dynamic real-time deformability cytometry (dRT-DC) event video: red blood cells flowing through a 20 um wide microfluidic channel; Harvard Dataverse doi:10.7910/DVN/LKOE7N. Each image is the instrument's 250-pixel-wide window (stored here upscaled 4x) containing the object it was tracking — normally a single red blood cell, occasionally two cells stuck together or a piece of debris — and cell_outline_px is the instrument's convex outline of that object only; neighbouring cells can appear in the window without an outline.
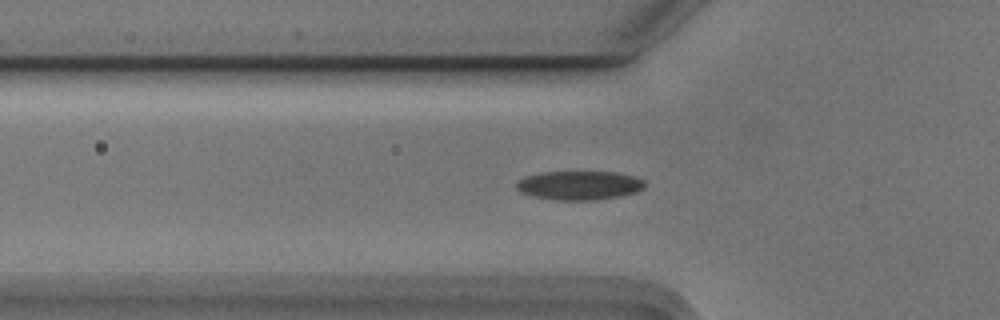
{"species": "Egyptian fruit bat (a non-hibernating species)", "species_latin": "Rousettus aegyptiacus", "temperature_condition": "cold", "stored_images_in_passage": 49, "camera_frame_rate_fps": 3000, "um_per_image_px": 0.085, "animal": {"sex": "male"}, "frame": {"image": 1, "passage_image": 12, "time_ms": 3.667, "image_size_px": [1000, 320], "cell_outline_px": [[644, 188], [636, 192], [620, 196], [596, 200], [556, 200], [532, 196], [520, 192], [516, 188], [516, 184], [524, 176], [540, 172], [616, 172], [636, 176], [644, 180]], "centroid_in_image_um": [49.24, 15.75], "position_along_channel_um": 76.6, "area_um2": 21.79}}
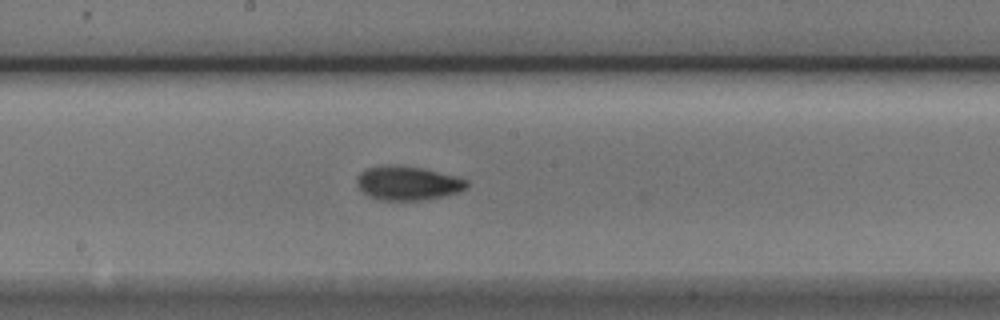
{"frame": {"image": 2, "passage_image": 23, "time_ms": 7.333, "image_size_px": [1000, 320], "cell_outline_px": [[468, 188], [460, 192], [444, 196], [420, 200], [376, 200], [368, 196], [356, 184], [356, 176], [364, 168], [380, 164], [396, 164], [420, 168], [456, 176], [468, 180]], "centroid_in_image_um": [34.62, 15.55], "position_along_channel_um": 213.6, "area_um2": 22.2}}
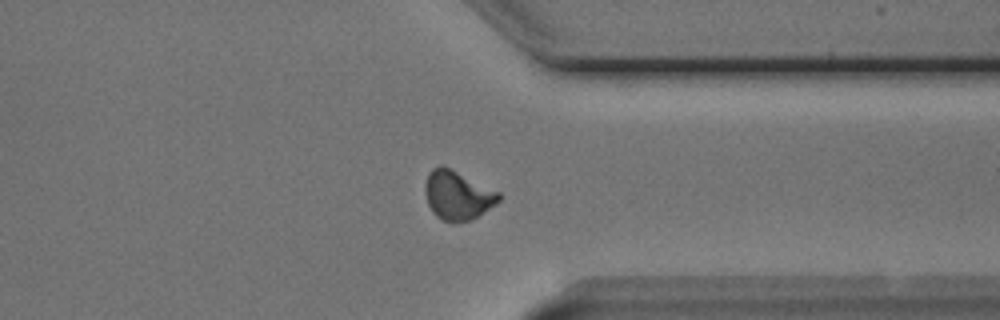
{"frame": {"image": 3, "passage_image": 36, "time_ms": 11.667, "image_size_px": [1000, 320], "cell_outline_px": [[500, 200], [496, 204], [476, 216], [468, 220], [456, 224], [452, 224], [436, 216], [432, 212], [428, 204], [424, 188], [428, 176], [432, 168], [440, 164], [500, 192]], "centroid_in_image_um": [38.88, 16.62], "position_along_channel_um": 372.5, "area_um2": 20.81}, "authors_computed_cell_mechanics": {"area_um2": 20.808, "velocity_mm_per_s": 3.7274, "shape_relaxation_time_tau1_ms": 3.8468, "shape_relaxation_time_tau2_ms": 1.8878, "deformation_change_tau1": 0.1336, "deformation_change_tau2": 0.0619}}